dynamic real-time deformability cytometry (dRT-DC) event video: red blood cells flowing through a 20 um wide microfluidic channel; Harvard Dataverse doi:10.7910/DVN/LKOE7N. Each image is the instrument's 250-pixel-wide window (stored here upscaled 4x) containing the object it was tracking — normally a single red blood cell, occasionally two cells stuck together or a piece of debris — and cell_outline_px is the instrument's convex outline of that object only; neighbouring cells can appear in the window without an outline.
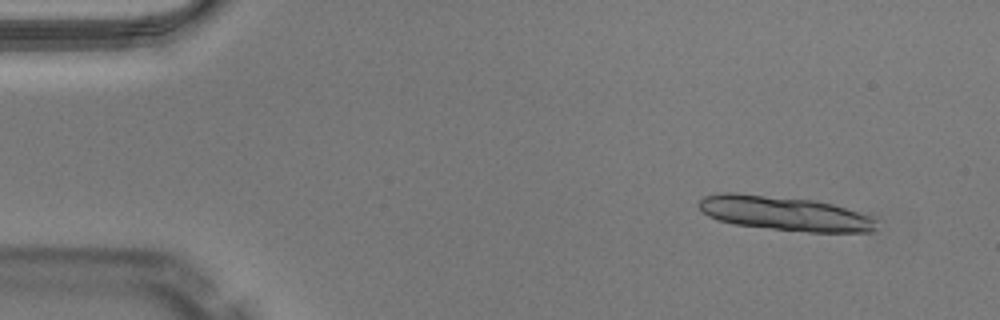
{"species": "Egyptian fruit bat (a non-hibernating species)", "species_latin": "Rousettus aegyptiacus", "temperature_condition": "warm", "stored_images_in_passage": 13, "camera_frame_rate_fps": 3000, "um_per_image_px": 0.085, "animal": {"sex": "male"}, "frame": {"image": 1, "passage_image": 4, "time_ms": 1.0, "image_size_px": [1000, 320], "cell_outline_px": [[876, 228], [872, 232], [808, 232], [736, 224], [720, 220], [708, 216], [696, 204], [704, 196], [720, 192], [736, 192], [816, 200], [832, 204], [872, 216], [876, 220]], "centroid_in_image_um": [66.69, 18.12], "position_along_channel_um": 18.3, "area_um2": 35.49}}